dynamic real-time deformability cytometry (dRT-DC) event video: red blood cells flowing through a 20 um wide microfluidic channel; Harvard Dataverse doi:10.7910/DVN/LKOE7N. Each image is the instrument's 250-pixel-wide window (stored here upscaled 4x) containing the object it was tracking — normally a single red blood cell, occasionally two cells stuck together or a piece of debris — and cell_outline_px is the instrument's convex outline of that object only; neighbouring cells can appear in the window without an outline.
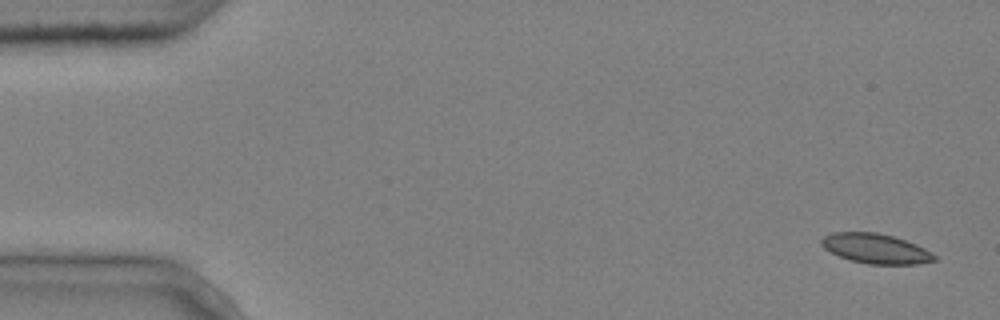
{"species": "common noctule bat (a hibernating species)", "species_latin": "Nyctalus noctula", "temperature_condition": "cold", "stored_images_in_passage": 7, "camera_frame_rate_fps": 3000, "um_per_image_px": 0.085, "animal": {"sex": "male", "body_mass_g": 20.4}, "frame": {"image": 1, "passage_image": 1, "time_ms": 0.0, "image_size_px": [1000, 320], "cell_outline_px": [[936, 260], [920, 264], [868, 264], [852, 260], [840, 256], [824, 248], [820, 244], [820, 240], [824, 236], [832, 232], [876, 232], [892, 236], [916, 244], [932, 252], [936, 256]], "centroid_in_image_um": [74.44, 21.13], "position_along_channel_um": 10.6, "area_um2": 19.54}}
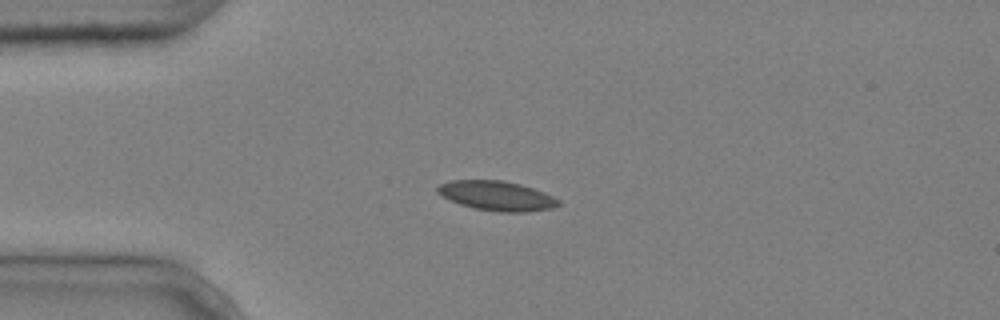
{"frame": {"image": 2, "passage_image": 3, "time_ms": 0.667, "image_size_px": [1000, 320], "cell_outline_px": [[560, 204], [552, 208], [528, 212], [496, 212], [472, 208], [448, 200], [436, 192], [436, 188], [440, 184], [452, 180], [504, 180], [520, 184], [544, 192], [560, 200]], "centroid_in_image_um": [42.2, 16.65], "position_along_channel_um": 42.8, "area_um2": 21.04}}